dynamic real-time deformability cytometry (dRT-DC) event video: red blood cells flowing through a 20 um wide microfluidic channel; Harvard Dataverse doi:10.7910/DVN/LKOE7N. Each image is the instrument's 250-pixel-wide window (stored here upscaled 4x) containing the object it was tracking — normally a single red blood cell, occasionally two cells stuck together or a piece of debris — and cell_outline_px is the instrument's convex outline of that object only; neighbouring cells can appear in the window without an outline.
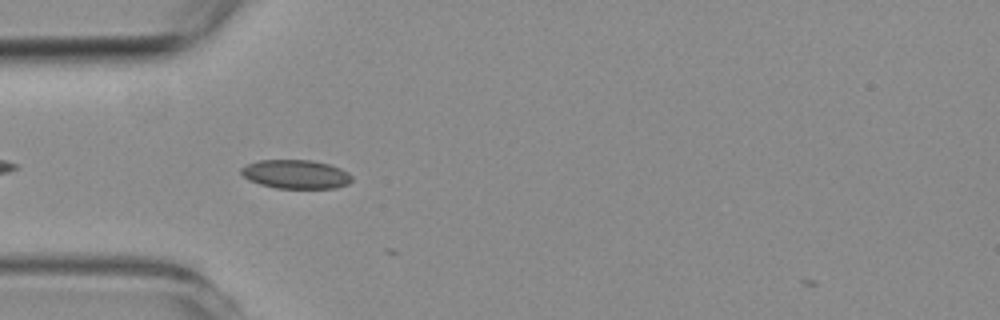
{"species": "common noctule bat (a hibernating species)", "species_latin": "Nyctalus noctula", "temperature_condition": "room temperature", "stored_images_in_passage": 4, "camera_frame_rate_fps": 3000, "um_per_image_px": 0.085, "animal": {"sex": "female", "body_mass_g": 19.3, "forearm_length_mm": 54.1}, "frame": {"image": 1, "passage_image": 3, "time_ms": 3.333, "image_size_px": [1000, 320], "cell_outline_px": [[352, 180], [348, 184], [336, 188], [276, 188], [260, 184], [248, 180], [240, 172], [240, 168], [248, 164], [260, 160], [312, 160], [328, 164], [340, 168], [348, 172], [352, 176]], "centroid_in_image_um": [25.15, 14.81], "position_along_channel_um": 59.9, "area_um2": 18.61}}
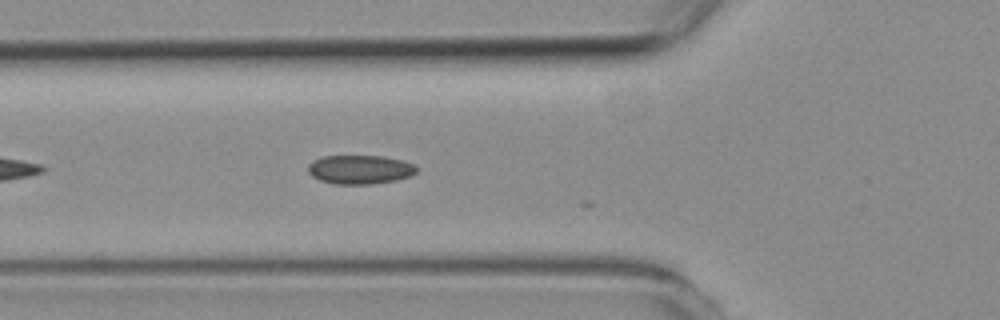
{"frame": {"image": 2, "passage_image": 4, "time_ms": 4.333, "image_size_px": [1000, 320], "cell_outline_px": [[416, 172], [408, 176], [396, 180], [372, 184], [332, 184], [320, 180], [312, 176], [308, 172], [308, 164], [312, 160], [324, 156], [384, 156], [400, 160], [412, 164], [416, 168]], "centroid_in_image_um": [30.54, 14.41], "position_along_channel_um": 95.3, "area_um2": 18.21}}